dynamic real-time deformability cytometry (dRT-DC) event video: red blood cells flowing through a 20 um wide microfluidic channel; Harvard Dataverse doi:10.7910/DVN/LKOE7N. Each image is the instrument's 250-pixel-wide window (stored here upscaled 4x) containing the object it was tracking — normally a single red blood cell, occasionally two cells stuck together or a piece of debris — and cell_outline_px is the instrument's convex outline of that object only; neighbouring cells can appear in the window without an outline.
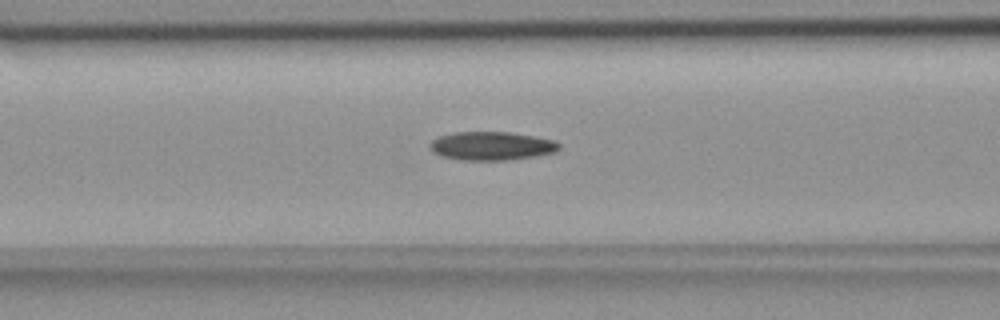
{"species": "common noctule bat (a hibernating species)", "species_latin": "Nyctalus noctula", "temperature_condition": "room temperature", "stored_images_in_passage": 45, "camera_frame_rate_fps": 3000, "um_per_image_px": 0.085, "animal": {"sex": "female", "body_mass_g": 18.4}, "frame": {"image": 1, "passage_image": 17, "time_ms": 5.333, "image_size_px": [1000, 320], "cell_outline_px": [[560, 148], [556, 152], [536, 156], [508, 160], [460, 160], [440, 156], [432, 152], [428, 148], [428, 144], [432, 140], [440, 136], [456, 132], [512, 132], [556, 140], [560, 144]], "centroid_in_image_um": [41.78, 12.41], "position_along_channel_um": 124.8, "area_um2": 21.79}}
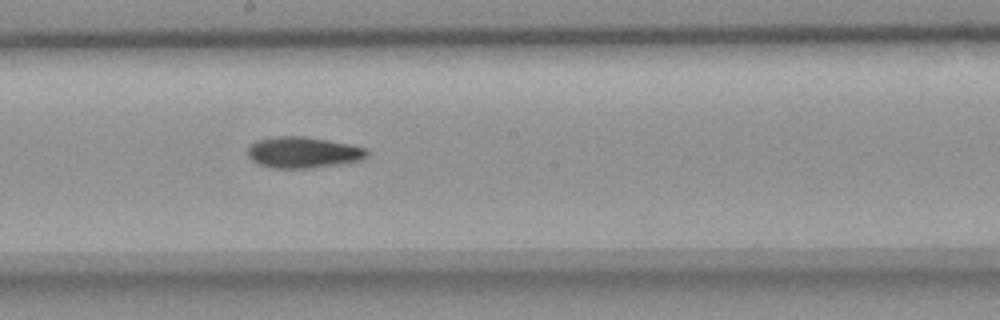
{"frame": {"image": 2, "passage_image": 25, "time_ms": 8.0, "image_size_px": [1000, 320], "cell_outline_px": [[368, 156], [360, 160], [336, 164], [308, 168], [272, 168], [260, 164], [252, 160], [248, 156], [248, 148], [256, 140], [276, 136], [304, 136], [328, 140], [348, 144], [364, 148], [368, 152]], "centroid_in_image_um": [25.74, 12.95], "position_along_channel_um": 222.5, "area_um2": 21.39}}
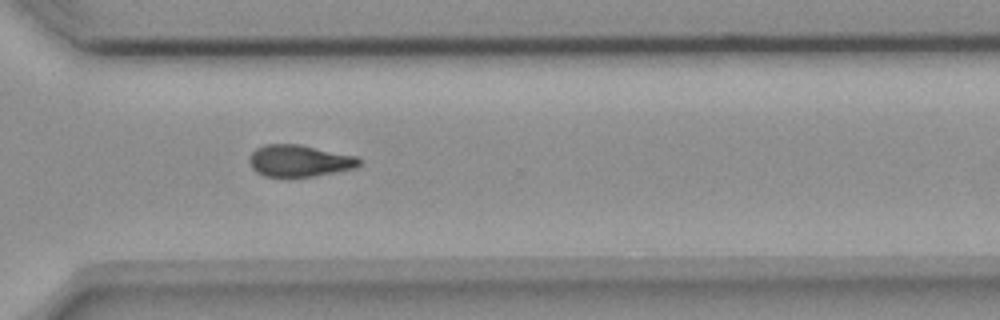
{"frame": {"image": 3, "passage_image": 35, "time_ms": 11.333, "image_size_px": [1000, 320], "cell_outline_px": [[360, 164], [356, 168], [312, 176], [264, 176], [256, 172], [252, 168], [248, 160], [252, 152], [256, 148], [264, 144], [300, 144], [356, 156], [360, 160]], "centroid_in_image_um": [25.42, 13.65], "position_along_channel_um": 345.2, "area_um2": 20.23}, "authors_computed_cell_mechanics": {"area_um2": 20.9236, "velocity_mm_per_s": 3.6741, "shape_relaxation_time_tau1_ms": 7.3482, "shape_relaxation_time_tau2_ms": 9.644, "deformation_change_tau1": 0.1819, "deformation_change_tau2": 0.1776}}